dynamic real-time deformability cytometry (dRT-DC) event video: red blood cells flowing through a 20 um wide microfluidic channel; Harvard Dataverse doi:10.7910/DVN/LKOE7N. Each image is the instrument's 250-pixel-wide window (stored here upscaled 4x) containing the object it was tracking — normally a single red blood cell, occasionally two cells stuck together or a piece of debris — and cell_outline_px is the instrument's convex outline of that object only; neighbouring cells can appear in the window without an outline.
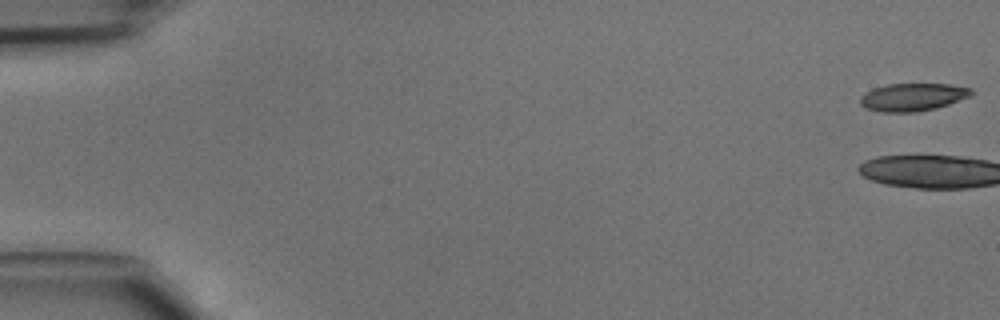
{"species": "common noctule bat (a hibernating species)", "species_latin": "Nyctalus noctula", "temperature_condition": "cold", "stored_images_in_passage": 48, "camera_frame_rate_fps": 3000, "um_per_image_px": 0.085, "animal": {"sex": "male", "body_mass_g": 15.6}, "frame": {"image": 1, "passage_image": 1, "time_ms": 0.0, "image_size_px": [1000, 320], "cell_outline_px": [[976, 92], [968, 96], [948, 104], [936, 108], [916, 112], [880, 112], [868, 108], [860, 104], [860, 96], [872, 88], [888, 84], [948, 84], [972, 88]], "centroid_in_image_um": [77.57, 8.24], "position_along_channel_um": 7.4, "area_um2": 17.92}}
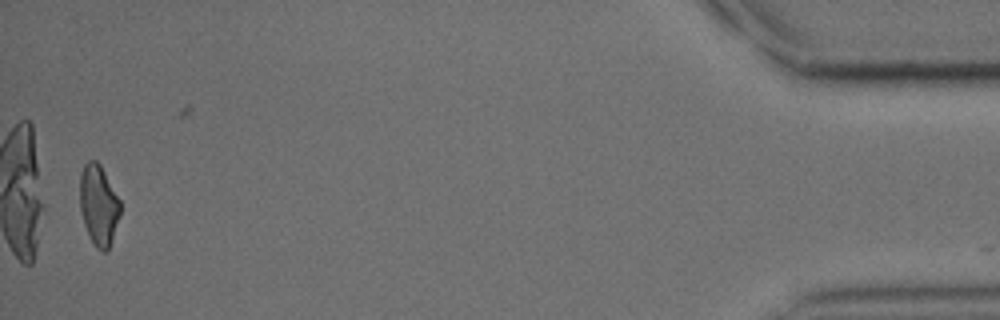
{"frame": {"image": 2, "passage_image": 47, "time_ms": 15.333, "image_size_px": [1000, 320], "cell_outline_px": [[120, 216], [108, 248], [104, 252], [100, 252], [96, 248], [88, 236], [80, 212], [80, 172], [84, 164], [88, 160], [96, 160], [100, 164], [120, 200]], "centroid_in_image_um": [8.36, 17.42], "position_along_channel_um": 426.8, "area_um2": 19.02}}